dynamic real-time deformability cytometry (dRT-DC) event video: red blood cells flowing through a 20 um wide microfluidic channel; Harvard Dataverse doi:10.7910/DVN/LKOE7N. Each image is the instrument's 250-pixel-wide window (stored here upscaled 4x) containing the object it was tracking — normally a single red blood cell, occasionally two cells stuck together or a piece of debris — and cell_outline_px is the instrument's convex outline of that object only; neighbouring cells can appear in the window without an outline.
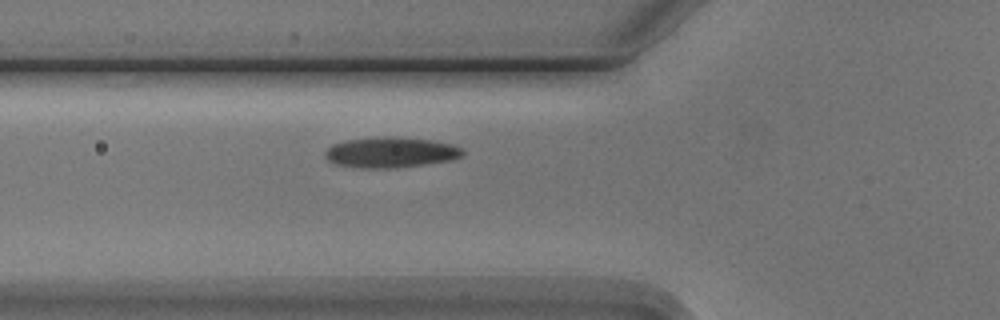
{"species": "Egyptian fruit bat (a non-hibernating species)", "species_latin": "Rousettus aegyptiacus", "temperature_condition": "cold", "stored_images_in_passage": 4, "segment_of_instrument_passage": [1, 2], "camera_frame_rate_fps": 3000, "um_per_image_px": 0.085, "animal": {"sex": "male"}, "frame": {"image": 1, "passage_image": 3, "time_ms": 2.333, "image_size_px": [1000, 320], "cell_outline_px": [[464, 152], [460, 156], [452, 160], [428, 164], [396, 168], [360, 168], [336, 164], [328, 160], [324, 156], [324, 152], [332, 144], [344, 140], [384, 136], [392, 136], [432, 140], [452, 144], [464, 148]], "centroid_in_image_um": [33.21, 12.95], "position_along_channel_um": 92.6, "area_um2": 24.8}}